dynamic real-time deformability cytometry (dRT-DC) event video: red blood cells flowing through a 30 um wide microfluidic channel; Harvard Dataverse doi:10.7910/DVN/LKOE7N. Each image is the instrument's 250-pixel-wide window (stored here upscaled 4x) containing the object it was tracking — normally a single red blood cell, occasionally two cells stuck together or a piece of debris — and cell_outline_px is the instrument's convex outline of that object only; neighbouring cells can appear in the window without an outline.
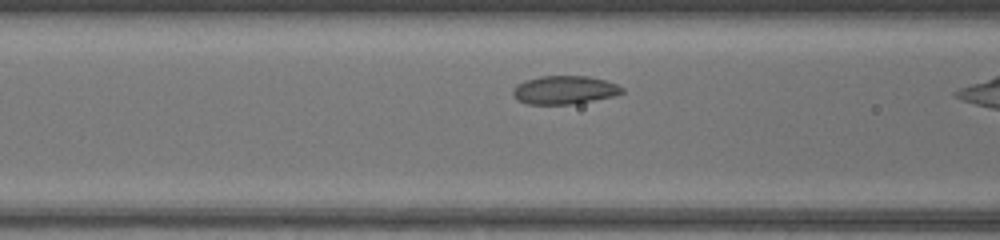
{"species": "common noctule bat (a hibernating species)", "species_latin": "Nyctalus noctula", "temperature_condition": "warm", "stored_images_in_passage": 26, "camera_frame_rate_fps": 3000, "um_per_image_px": 0.085, "animal": {"sex": "female", "body_mass_g": 17.0, "forearm_length_mm": 48.0}, "frame": {"image": 1, "passage_image": 7, "time_ms": 2.0, "image_size_px": [1000, 240], "cell_outline_px": [[624, 92], [612, 96], [592, 100], [568, 104], [528, 104], [516, 100], [512, 96], [512, 88], [516, 84], [524, 80], [540, 76], [588, 76], [604, 80], [616, 84], [624, 88]], "centroid_in_image_um": [47.9, 7.64], "position_along_channel_um": 118.7, "area_um2": 18.03}}
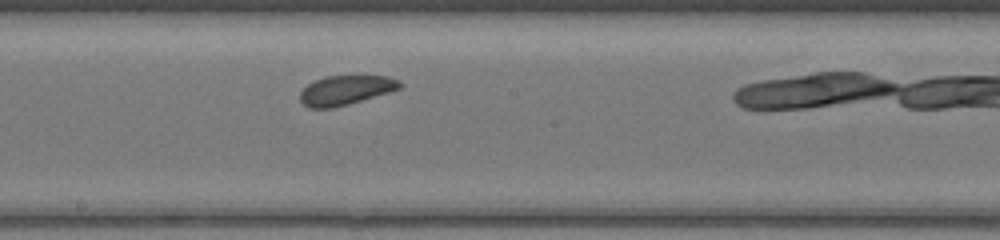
{"frame": {"image": 2, "passage_image": 14, "time_ms": 4.333, "image_size_px": [1000, 240], "cell_outline_px": [[404, 84], [400, 88], [388, 92], [348, 104], [332, 108], [308, 108], [300, 100], [300, 92], [308, 84], [324, 76], [388, 76], [400, 80]], "centroid_in_image_um": [29.39, 7.66], "position_along_channel_um": 218.8, "area_um2": 16.99}}
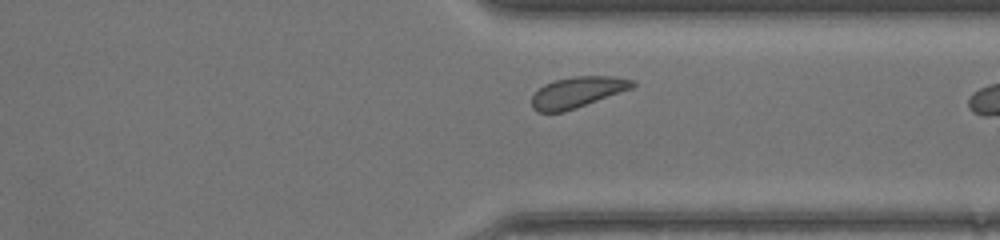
{"frame": {"image": 3, "passage_image": 24, "time_ms": 7.667, "image_size_px": [1000, 240], "cell_outline_px": [[636, 84], [632, 88], [564, 112], [536, 112], [532, 108], [532, 96], [544, 84], [556, 80], [572, 76], [612, 76], [632, 80]], "centroid_in_image_um": [49.05, 7.84], "position_along_channel_um": 362.4, "area_um2": 17.92}}